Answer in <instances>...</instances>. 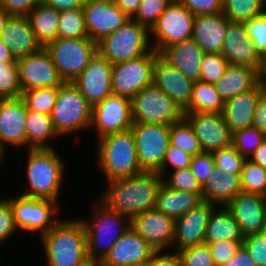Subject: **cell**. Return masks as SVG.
Wrapping results in <instances>:
<instances>
[{
    "mask_svg": "<svg viewBox=\"0 0 266 266\" xmlns=\"http://www.w3.org/2000/svg\"><path fill=\"white\" fill-rule=\"evenodd\" d=\"M165 178L158 172H142L128 178L108 181L100 201L130 220L139 213L155 209L156 198Z\"/></svg>",
    "mask_w": 266,
    "mask_h": 266,
    "instance_id": "6da1fadb",
    "label": "cell"
},
{
    "mask_svg": "<svg viewBox=\"0 0 266 266\" xmlns=\"http://www.w3.org/2000/svg\"><path fill=\"white\" fill-rule=\"evenodd\" d=\"M40 236L49 266H84L89 262L82 220H59Z\"/></svg>",
    "mask_w": 266,
    "mask_h": 266,
    "instance_id": "7a4b0ae2",
    "label": "cell"
},
{
    "mask_svg": "<svg viewBox=\"0 0 266 266\" xmlns=\"http://www.w3.org/2000/svg\"><path fill=\"white\" fill-rule=\"evenodd\" d=\"M97 149L98 161L107 182L144 172L138 162L131 129L100 137Z\"/></svg>",
    "mask_w": 266,
    "mask_h": 266,
    "instance_id": "3957f363",
    "label": "cell"
},
{
    "mask_svg": "<svg viewBox=\"0 0 266 266\" xmlns=\"http://www.w3.org/2000/svg\"><path fill=\"white\" fill-rule=\"evenodd\" d=\"M26 167L29 188L22 194L55 202L62 184L64 163L52 149H29Z\"/></svg>",
    "mask_w": 266,
    "mask_h": 266,
    "instance_id": "277c9868",
    "label": "cell"
},
{
    "mask_svg": "<svg viewBox=\"0 0 266 266\" xmlns=\"http://www.w3.org/2000/svg\"><path fill=\"white\" fill-rule=\"evenodd\" d=\"M99 202L98 209H95L93 212V214L96 212L93 223L81 219L87 234V255L89 261L96 263H100L106 257L114 243L130 227V219L127 216L113 211L101 201Z\"/></svg>",
    "mask_w": 266,
    "mask_h": 266,
    "instance_id": "5b68a950",
    "label": "cell"
},
{
    "mask_svg": "<svg viewBox=\"0 0 266 266\" xmlns=\"http://www.w3.org/2000/svg\"><path fill=\"white\" fill-rule=\"evenodd\" d=\"M149 34L147 27L129 19L97 43V52L112 65L136 59L153 50Z\"/></svg>",
    "mask_w": 266,
    "mask_h": 266,
    "instance_id": "8992f818",
    "label": "cell"
},
{
    "mask_svg": "<svg viewBox=\"0 0 266 266\" xmlns=\"http://www.w3.org/2000/svg\"><path fill=\"white\" fill-rule=\"evenodd\" d=\"M64 82L72 83L97 53V43L89 37L56 38L44 47Z\"/></svg>",
    "mask_w": 266,
    "mask_h": 266,
    "instance_id": "52a82bcc",
    "label": "cell"
},
{
    "mask_svg": "<svg viewBox=\"0 0 266 266\" xmlns=\"http://www.w3.org/2000/svg\"><path fill=\"white\" fill-rule=\"evenodd\" d=\"M92 106L79 89L69 82L59 86L51 119L59 136L91 127Z\"/></svg>",
    "mask_w": 266,
    "mask_h": 266,
    "instance_id": "ba28073f",
    "label": "cell"
},
{
    "mask_svg": "<svg viewBox=\"0 0 266 266\" xmlns=\"http://www.w3.org/2000/svg\"><path fill=\"white\" fill-rule=\"evenodd\" d=\"M133 123L171 125L184 117V112L153 83L132 99Z\"/></svg>",
    "mask_w": 266,
    "mask_h": 266,
    "instance_id": "9c48e42d",
    "label": "cell"
},
{
    "mask_svg": "<svg viewBox=\"0 0 266 266\" xmlns=\"http://www.w3.org/2000/svg\"><path fill=\"white\" fill-rule=\"evenodd\" d=\"M195 15L173 0L150 29L152 48L161 53L166 47L192 38Z\"/></svg>",
    "mask_w": 266,
    "mask_h": 266,
    "instance_id": "30bf717a",
    "label": "cell"
},
{
    "mask_svg": "<svg viewBox=\"0 0 266 266\" xmlns=\"http://www.w3.org/2000/svg\"><path fill=\"white\" fill-rule=\"evenodd\" d=\"M139 165L143 171L158 172L170 145V126L133 123L131 128Z\"/></svg>",
    "mask_w": 266,
    "mask_h": 266,
    "instance_id": "8fae6325",
    "label": "cell"
},
{
    "mask_svg": "<svg viewBox=\"0 0 266 266\" xmlns=\"http://www.w3.org/2000/svg\"><path fill=\"white\" fill-rule=\"evenodd\" d=\"M159 53L154 49L136 59L113 64L112 93L132 99L153 83V66Z\"/></svg>",
    "mask_w": 266,
    "mask_h": 266,
    "instance_id": "7c38bea8",
    "label": "cell"
},
{
    "mask_svg": "<svg viewBox=\"0 0 266 266\" xmlns=\"http://www.w3.org/2000/svg\"><path fill=\"white\" fill-rule=\"evenodd\" d=\"M11 203L17 228L25 231H40L43 235L48 232L59 220L53 219L58 213V202L50 199H39L25 195L17 198H7Z\"/></svg>",
    "mask_w": 266,
    "mask_h": 266,
    "instance_id": "4fadbf2b",
    "label": "cell"
},
{
    "mask_svg": "<svg viewBox=\"0 0 266 266\" xmlns=\"http://www.w3.org/2000/svg\"><path fill=\"white\" fill-rule=\"evenodd\" d=\"M98 137L130 130L133 126L131 99L114 93L92 106L91 124Z\"/></svg>",
    "mask_w": 266,
    "mask_h": 266,
    "instance_id": "5bb4252c",
    "label": "cell"
},
{
    "mask_svg": "<svg viewBox=\"0 0 266 266\" xmlns=\"http://www.w3.org/2000/svg\"><path fill=\"white\" fill-rule=\"evenodd\" d=\"M82 10L88 37L95 43L131 19L114 0H85Z\"/></svg>",
    "mask_w": 266,
    "mask_h": 266,
    "instance_id": "9a60e30c",
    "label": "cell"
},
{
    "mask_svg": "<svg viewBox=\"0 0 266 266\" xmlns=\"http://www.w3.org/2000/svg\"><path fill=\"white\" fill-rule=\"evenodd\" d=\"M22 91L44 87H59L64 81L58 74L48 51L41 47L16 60Z\"/></svg>",
    "mask_w": 266,
    "mask_h": 266,
    "instance_id": "2e32d148",
    "label": "cell"
},
{
    "mask_svg": "<svg viewBox=\"0 0 266 266\" xmlns=\"http://www.w3.org/2000/svg\"><path fill=\"white\" fill-rule=\"evenodd\" d=\"M184 118L191 125L203 152L213 153L231 145L232 133L223 113L189 112Z\"/></svg>",
    "mask_w": 266,
    "mask_h": 266,
    "instance_id": "e0dca14e",
    "label": "cell"
},
{
    "mask_svg": "<svg viewBox=\"0 0 266 266\" xmlns=\"http://www.w3.org/2000/svg\"><path fill=\"white\" fill-rule=\"evenodd\" d=\"M175 219L156 209L139 213L130 226L155 250L162 251L174 244Z\"/></svg>",
    "mask_w": 266,
    "mask_h": 266,
    "instance_id": "ac0fdd59",
    "label": "cell"
},
{
    "mask_svg": "<svg viewBox=\"0 0 266 266\" xmlns=\"http://www.w3.org/2000/svg\"><path fill=\"white\" fill-rule=\"evenodd\" d=\"M112 67L113 65L97 52L72 82L91 106L102 102L112 93Z\"/></svg>",
    "mask_w": 266,
    "mask_h": 266,
    "instance_id": "d6986e66",
    "label": "cell"
},
{
    "mask_svg": "<svg viewBox=\"0 0 266 266\" xmlns=\"http://www.w3.org/2000/svg\"><path fill=\"white\" fill-rule=\"evenodd\" d=\"M153 84L167 94L184 113H189L194 81L183 75L160 54L156 56L153 66Z\"/></svg>",
    "mask_w": 266,
    "mask_h": 266,
    "instance_id": "ffe728a7",
    "label": "cell"
},
{
    "mask_svg": "<svg viewBox=\"0 0 266 266\" xmlns=\"http://www.w3.org/2000/svg\"><path fill=\"white\" fill-rule=\"evenodd\" d=\"M155 250L130 226L98 266H145Z\"/></svg>",
    "mask_w": 266,
    "mask_h": 266,
    "instance_id": "44dd1931",
    "label": "cell"
},
{
    "mask_svg": "<svg viewBox=\"0 0 266 266\" xmlns=\"http://www.w3.org/2000/svg\"><path fill=\"white\" fill-rule=\"evenodd\" d=\"M217 206L203 201L175 221V250L203 244L211 213Z\"/></svg>",
    "mask_w": 266,
    "mask_h": 266,
    "instance_id": "7402d4cb",
    "label": "cell"
},
{
    "mask_svg": "<svg viewBox=\"0 0 266 266\" xmlns=\"http://www.w3.org/2000/svg\"><path fill=\"white\" fill-rule=\"evenodd\" d=\"M226 208L244 236L266 230V202L262 195L241 191Z\"/></svg>",
    "mask_w": 266,
    "mask_h": 266,
    "instance_id": "603a6c76",
    "label": "cell"
},
{
    "mask_svg": "<svg viewBox=\"0 0 266 266\" xmlns=\"http://www.w3.org/2000/svg\"><path fill=\"white\" fill-rule=\"evenodd\" d=\"M27 106L21 97L0 99V139L12 146H27Z\"/></svg>",
    "mask_w": 266,
    "mask_h": 266,
    "instance_id": "cb8c5ba5",
    "label": "cell"
},
{
    "mask_svg": "<svg viewBox=\"0 0 266 266\" xmlns=\"http://www.w3.org/2000/svg\"><path fill=\"white\" fill-rule=\"evenodd\" d=\"M221 54L230 65L248 66L258 70L261 68L262 58L256 52L243 23L229 24Z\"/></svg>",
    "mask_w": 266,
    "mask_h": 266,
    "instance_id": "d4e9b609",
    "label": "cell"
},
{
    "mask_svg": "<svg viewBox=\"0 0 266 266\" xmlns=\"http://www.w3.org/2000/svg\"><path fill=\"white\" fill-rule=\"evenodd\" d=\"M231 21L222 13L195 15L192 39L204 53H221Z\"/></svg>",
    "mask_w": 266,
    "mask_h": 266,
    "instance_id": "484cf974",
    "label": "cell"
},
{
    "mask_svg": "<svg viewBox=\"0 0 266 266\" xmlns=\"http://www.w3.org/2000/svg\"><path fill=\"white\" fill-rule=\"evenodd\" d=\"M15 60L37 52L42 46L37 42L27 16H10L0 35Z\"/></svg>",
    "mask_w": 266,
    "mask_h": 266,
    "instance_id": "4316f807",
    "label": "cell"
},
{
    "mask_svg": "<svg viewBox=\"0 0 266 266\" xmlns=\"http://www.w3.org/2000/svg\"><path fill=\"white\" fill-rule=\"evenodd\" d=\"M160 55L187 78L200 80L204 52L192 38L166 47Z\"/></svg>",
    "mask_w": 266,
    "mask_h": 266,
    "instance_id": "83f0119b",
    "label": "cell"
},
{
    "mask_svg": "<svg viewBox=\"0 0 266 266\" xmlns=\"http://www.w3.org/2000/svg\"><path fill=\"white\" fill-rule=\"evenodd\" d=\"M264 91L259 83L254 89L225 101L223 115L231 133L252 126L256 104Z\"/></svg>",
    "mask_w": 266,
    "mask_h": 266,
    "instance_id": "f1b7e54d",
    "label": "cell"
},
{
    "mask_svg": "<svg viewBox=\"0 0 266 266\" xmlns=\"http://www.w3.org/2000/svg\"><path fill=\"white\" fill-rule=\"evenodd\" d=\"M240 177L215 168L202 186L203 201L226 207L242 191Z\"/></svg>",
    "mask_w": 266,
    "mask_h": 266,
    "instance_id": "f546056e",
    "label": "cell"
},
{
    "mask_svg": "<svg viewBox=\"0 0 266 266\" xmlns=\"http://www.w3.org/2000/svg\"><path fill=\"white\" fill-rule=\"evenodd\" d=\"M259 84V70L248 66L230 65L223 76L214 83L216 91L225 102L226 100Z\"/></svg>",
    "mask_w": 266,
    "mask_h": 266,
    "instance_id": "4dcf8cb0",
    "label": "cell"
},
{
    "mask_svg": "<svg viewBox=\"0 0 266 266\" xmlns=\"http://www.w3.org/2000/svg\"><path fill=\"white\" fill-rule=\"evenodd\" d=\"M203 202L198 193L170 189L162 183L156 198L155 209L175 220Z\"/></svg>",
    "mask_w": 266,
    "mask_h": 266,
    "instance_id": "1f68e13d",
    "label": "cell"
},
{
    "mask_svg": "<svg viewBox=\"0 0 266 266\" xmlns=\"http://www.w3.org/2000/svg\"><path fill=\"white\" fill-rule=\"evenodd\" d=\"M215 208L210 215L203 243L211 244L219 241H243L244 235L232 213L222 207L218 211Z\"/></svg>",
    "mask_w": 266,
    "mask_h": 266,
    "instance_id": "d6a6232c",
    "label": "cell"
},
{
    "mask_svg": "<svg viewBox=\"0 0 266 266\" xmlns=\"http://www.w3.org/2000/svg\"><path fill=\"white\" fill-rule=\"evenodd\" d=\"M37 42L45 47L58 35L60 11L41 2L27 16Z\"/></svg>",
    "mask_w": 266,
    "mask_h": 266,
    "instance_id": "836d02e7",
    "label": "cell"
},
{
    "mask_svg": "<svg viewBox=\"0 0 266 266\" xmlns=\"http://www.w3.org/2000/svg\"><path fill=\"white\" fill-rule=\"evenodd\" d=\"M26 134L29 149H52L53 146L46 141L51 137L59 136L54 128L51 115L30 109H28L26 116Z\"/></svg>",
    "mask_w": 266,
    "mask_h": 266,
    "instance_id": "e575fe53",
    "label": "cell"
},
{
    "mask_svg": "<svg viewBox=\"0 0 266 266\" xmlns=\"http://www.w3.org/2000/svg\"><path fill=\"white\" fill-rule=\"evenodd\" d=\"M224 101L216 91L214 83L202 80L194 82L189 103V112L223 113Z\"/></svg>",
    "mask_w": 266,
    "mask_h": 266,
    "instance_id": "d590c367",
    "label": "cell"
},
{
    "mask_svg": "<svg viewBox=\"0 0 266 266\" xmlns=\"http://www.w3.org/2000/svg\"><path fill=\"white\" fill-rule=\"evenodd\" d=\"M266 0H222V13L231 21L243 23L263 14Z\"/></svg>",
    "mask_w": 266,
    "mask_h": 266,
    "instance_id": "8d00e7d4",
    "label": "cell"
},
{
    "mask_svg": "<svg viewBox=\"0 0 266 266\" xmlns=\"http://www.w3.org/2000/svg\"><path fill=\"white\" fill-rule=\"evenodd\" d=\"M170 144L192 156L203 152L191 125L184 117L170 125Z\"/></svg>",
    "mask_w": 266,
    "mask_h": 266,
    "instance_id": "74e56055",
    "label": "cell"
},
{
    "mask_svg": "<svg viewBox=\"0 0 266 266\" xmlns=\"http://www.w3.org/2000/svg\"><path fill=\"white\" fill-rule=\"evenodd\" d=\"M59 87H44L22 91L21 98L27 109L51 115Z\"/></svg>",
    "mask_w": 266,
    "mask_h": 266,
    "instance_id": "f35d334b",
    "label": "cell"
},
{
    "mask_svg": "<svg viewBox=\"0 0 266 266\" xmlns=\"http://www.w3.org/2000/svg\"><path fill=\"white\" fill-rule=\"evenodd\" d=\"M88 33L85 27L82 8H72L60 12L57 38H85Z\"/></svg>",
    "mask_w": 266,
    "mask_h": 266,
    "instance_id": "ab89813d",
    "label": "cell"
},
{
    "mask_svg": "<svg viewBox=\"0 0 266 266\" xmlns=\"http://www.w3.org/2000/svg\"><path fill=\"white\" fill-rule=\"evenodd\" d=\"M266 140V134L256 127H248L232 133L231 145L236 151L249 159L255 150Z\"/></svg>",
    "mask_w": 266,
    "mask_h": 266,
    "instance_id": "60d3db41",
    "label": "cell"
},
{
    "mask_svg": "<svg viewBox=\"0 0 266 266\" xmlns=\"http://www.w3.org/2000/svg\"><path fill=\"white\" fill-rule=\"evenodd\" d=\"M22 87L16 62H0V99L21 97Z\"/></svg>",
    "mask_w": 266,
    "mask_h": 266,
    "instance_id": "b9f144b4",
    "label": "cell"
},
{
    "mask_svg": "<svg viewBox=\"0 0 266 266\" xmlns=\"http://www.w3.org/2000/svg\"><path fill=\"white\" fill-rule=\"evenodd\" d=\"M241 189L244 192L262 195L266 189V170L246 159L241 174Z\"/></svg>",
    "mask_w": 266,
    "mask_h": 266,
    "instance_id": "7bdbcfd3",
    "label": "cell"
},
{
    "mask_svg": "<svg viewBox=\"0 0 266 266\" xmlns=\"http://www.w3.org/2000/svg\"><path fill=\"white\" fill-rule=\"evenodd\" d=\"M172 1L173 0H141L137 11L131 19L150 30Z\"/></svg>",
    "mask_w": 266,
    "mask_h": 266,
    "instance_id": "ee69618b",
    "label": "cell"
},
{
    "mask_svg": "<svg viewBox=\"0 0 266 266\" xmlns=\"http://www.w3.org/2000/svg\"><path fill=\"white\" fill-rule=\"evenodd\" d=\"M215 168L221 169L225 173L241 175L246 158L240 155L236 149L230 145L214 151Z\"/></svg>",
    "mask_w": 266,
    "mask_h": 266,
    "instance_id": "f6af8a7d",
    "label": "cell"
},
{
    "mask_svg": "<svg viewBox=\"0 0 266 266\" xmlns=\"http://www.w3.org/2000/svg\"><path fill=\"white\" fill-rule=\"evenodd\" d=\"M228 61L221 53H204L200 80L215 83L226 72Z\"/></svg>",
    "mask_w": 266,
    "mask_h": 266,
    "instance_id": "bcb514c9",
    "label": "cell"
},
{
    "mask_svg": "<svg viewBox=\"0 0 266 266\" xmlns=\"http://www.w3.org/2000/svg\"><path fill=\"white\" fill-rule=\"evenodd\" d=\"M163 183L170 189L198 193L202 197V186L193 175L190 167L173 170L170 178Z\"/></svg>",
    "mask_w": 266,
    "mask_h": 266,
    "instance_id": "7dc6e473",
    "label": "cell"
},
{
    "mask_svg": "<svg viewBox=\"0 0 266 266\" xmlns=\"http://www.w3.org/2000/svg\"><path fill=\"white\" fill-rule=\"evenodd\" d=\"M248 37L261 58L266 55V12L243 22Z\"/></svg>",
    "mask_w": 266,
    "mask_h": 266,
    "instance_id": "c3c4849f",
    "label": "cell"
},
{
    "mask_svg": "<svg viewBox=\"0 0 266 266\" xmlns=\"http://www.w3.org/2000/svg\"><path fill=\"white\" fill-rule=\"evenodd\" d=\"M181 266H216L210 248L207 244H200L177 251Z\"/></svg>",
    "mask_w": 266,
    "mask_h": 266,
    "instance_id": "681fc988",
    "label": "cell"
},
{
    "mask_svg": "<svg viewBox=\"0 0 266 266\" xmlns=\"http://www.w3.org/2000/svg\"><path fill=\"white\" fill-rule=\"evenodd\" d=\"M242 245L257 266H266V230L244 236Z\"/></svg>",
    "mask_w": 266,
    "mask_h": 266,
    "instance_id": "f907efd6",
    "label": "cell"
},
{
    "mask_svg": "<svg viewBox=\"0 0 266 266\" xmlns=\"http://www.w3.org/2000/svg\"><path fill=\"white\" fill-rule=\"evenodd\" d=\"M190 169L201 186H203L206 179L211 176L215 169L213 154L202 152L194 155L191 160Z\"/></svg>",
    "mask_w": 266,
    "mask_h": 266,
    "instance_id": "816d5d0a",
    "label": "cell"
},
{
    "mask_svg": "<svg viewBox=\"0 0 266 266\" xmlns=\"http://www.w3.org/2000/svg\"><path fill=\"white\" fill-rule=\"evenodd\" d=\"M192 157V155L170 144L166 151L162 167L158 173L164 177L168 164L174 168L173 170L188 168L191 165Z\"/></svg>",
    "mask_w": 266,
    "mask_h": 266,
    "instance_id": "f5cc1de1",
    "label": "cell"
},
{
    "mask_svg": "<svg viewBox=\"0 0 266 266\" xmlns=\"http://www.w3.org/2000/svg\"><path fill=\"white\" fill-rule=\"evenodd\" d=\"M242 243L243 241L225 240L208 244L215 265L221 266L231 259L241 247Z\"/></svg>",
    "mask_w": 266,
    "mask_h": 266,
    "instance_id": "db71d44e",
    "label": "cell"
},
{
    "mask_svg": "<svg viewBox=\"0 0 266 266\" xmlns=\"http://www.w3.org/2000/svg\"><path fill=\"white\" fill-rule=\"evenodd\" d=\"M17 229L11 203L6 198L0 200V242L12 236Z\"/></svg>",
    "mask_w": 266,
    "mask_h": 266,
    "instance_id": "11a10c76",
    "label": "cell"
},
{
    "mask_svg": "<svg viewBox=\"0 0 266 266\" xmlns=\"http://www.w3.org/2000/svg\"><path fill=\"white\" fill-rule=\"evenodd\" d=\"M194 15H214L222 12V0H178Z\"/></svg>",
    "mask_w": 266,
    "mask_h": 266,
    "instance_id": "9f6ffc18",
    "label": "cell"
},
{
    "mask_svg": "<svg viewBox=\"0 0 266 266\" xmlns=\"http://www.w3.org/2000/svg\"><path fill=\"white\" fill-rule=\"evenodd\" d=\"M41 0H3L1 7L10 16H28Z\"/></svg>",
    "mask_w": 266,
    "mask_h": 266,
    "instance_id": "6f0895ef",
    "label": "cell"
},
{
    "mask_svg": "<svg viewBox=\"0 0 266 266\" xmlns=\"http://www.w3.org/2000/svg\"><path fill=\"white\" fill-rule=\"evenodd\" d=\"M161 253V251H155L145 266H181V260L177 251L171 254Z\"/></svg>",
    "mask_w": 266,
    "mask_h": 266,
    "instance_id": "680465c9",
    "label": "cell"
},
{
    "mask_svg": "<svg viewBox=\"0 0 266 266\" xmlns=\"http://www.w3.org/2000/svg\"><path fill=\"white\" fill-rule=\"evenodd\" d=\"M252 126L266 134V91H264L255 107Z\"/></svg>",
    "mask_w": 266,
    "mask_h": 266,
    "instance_id": "91938a15",
    "label": "cell"
},
{
    "mask_svg": "<svg viewBox=\"0 0 266 266\" xmlns=\"http://www.w3.org/2000/svg\"><path fill=\"white\" fill-rule=\"evenodd\" d=\"M221 266H257L246 248L241 245L236 254Z\"/></svg>",
    "mask_w": 266,
    "mask_h": 266,
    "instance_id": "94428289",
    "label": "cell"
},
{
    "mask_svg": "<svg viewBox=\"0 0 266 266\" xmlns=\"http://www.w3.org/2000/svg\"><path fill=\"white\" fill-rule=\"evenodd\" d=\"M41 2L61 12L72 8H82L85 0H41Z\"/></svg>",
    "mask_w": 266,
    "mask_h": 266,
    "instance_id": "6125c7cd",
    "label": "cell"
},
{
    "mask_svg": "<svg viewBox=\"0 0 266 266\" xmlns=\"http://www.w3.org/2000/svg\"><path fill=\"white\" fill-rule=\"evenodd\" d=\"M115 4L130 18L135 14L141 0H114Z\"/></svg>",
    "mask_w": 266,
    "mask_h": 266,
    "instance_id": "be15d7a7",
    "label": "cell"
},
{
    "mask_svg": "<svg viewBox=\"0 0 266 266\" xmlns=\"http://www.w3.org/2000/svg\"><path fill=\"white\" fill-rule=\"evenodd\" d=\"M250 160L266 170V140L255 150Z\"/></svg>",
    "mask_w": 266,
    "mask_h": 266,
    "instance_id": "e7e4bbea",
    "label": "cell"
},
{
    "mask_svg": "<svg viewBox=\"0 0 266 266\" xmlns=\"http://www.w3.org/2000/svg\"><path fill=\"white\" fill-rule=\"evenodd\" d=\"M0 62H16L9 48L0 39Z\"/></svg>",
    "mask_w": 266,
    "mask_h": 266,
    "instance_id": "03108f58",
    "label": "cell"
},
{
    "mask_svg": "<svg viewBox=\"0 0 266 266\" xmlns=\"http://www.w3.org/2000/svg\"><path fill=\"white\" fill-rule=\"evenodd\" d=\"M259 83L266 91V55L262 58V64L259 70Z\"/></svg>",
    "mask_w": 266,
    "mask_h": 266,
    "instance_id": "003e7915",
    "label": "cell"
},
{
    "mask_svg": "<svg viewBox=\"0 0 266 266\" xmlns=\"http://www.w3.org/2000/svg\"><path fill=\"white\" fill-rule=\"evenodd\" d=\"M10 15L0 6V35Z\"/></svg>",
    "mask_w": 266,
    "mask_h": 266,
    "instance_id": "a7ac6f4b",
    "label": "cell"
},
{
    "mask_svg": "<svg viewBox=\"0 0 266 266\" xmlns=\"http://www.w3.org/2000/svg\"><path fill=\"white\" fill-rule=\"evenodd\" d=\"M4 148L5 147H3V144H2L1 139H0V162L3 159V156L5 155Z\"/></svg>",
    "mask_w": 266,
    "mask_h": 266,
    "instance_id": "89a4df30",
    "label": "cell"
},
{
    "mask_svg": "<svg viewBox=\"0 0 266 266\" xmlns=\"http://www.w3.org/2000/svg\"><path fill=\"white\" fill-rule=\"evenodd\" d=\"M84 266H98V263L93 262V261H89L87 264H85Z\"/></svg>",
    "mask_w": 266,
    "mask_h": 266,
    "instance_id": "2644e50d",
    "label": "cell"
},
{
    "mask_svg": "<svg viewBox=\"0 0 266 266\" xmlns=\"http://www.w3.org/2000/svg\"><path fill=\"white\" fill-rule=\"evenodd\" d=\"M262 197H263L264 201L266 202V189H265L264 193L262 194Z\"/></svg>",
    "mask_w": 266,
    "mask_h": 266,
    "instance_id": "8c879c8a",
    "label": "cell"
},
{
    "mask_svg": "<svg viewBox=\"0 0 266 266\" xmlns=\"http://www.w3.org/2000/svg\"><path fill=\"white\" fill-rule=\"evenodd\" d=\"M123 266H139V265H123Z\"/></svg>",
    "mask_w": 266,
    "mask_h": 266,
    "instance_id": "753ad0ef",
    "label": "cell"
}]
</instances>
